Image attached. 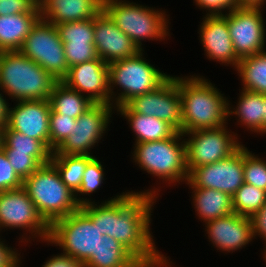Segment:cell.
<instances>
[{"instance_id": "obj_26", "label": "cell", "mask_w": 266, "mask_h": 267, "mask_svg": "<svg viewBox=\"0 0 266 267\" xmlns=\"http://www.w3.org/2000/svg\"><path fill=\"white\" fill-rule=\"evenodd\" d=\"M193 205L203 223L233 213L232 197L211 188H191Z\"/></svg>"}, {"instance_id": "obj_9", "label": "cell", "mask_w": 266, "mask_h": 267, "mask_svg": "<svg viewBox=\"0 0 266 267\" xmlns=\"http://www.w3.org/2000/svg\"><path fill=\"white\" fill-rule=\"evenodd\" d=\"M61 81L68 73L64 44L56 25L39 19L19 50Z\"/></svg>"}, {"instance_id": "obj_42", "label": "cell", "mask_w": 266, "mask_h": 267, "mask_svg": "<svg viewBox=\"0 0 266 267\" xmlns=\"http://www.w3.org/2000/svg\"><path fill=\"white\" fill-rule=\"evenodd\" d=\"M42 267H85L82 261L72 258L65 254H57L44 262Z\"/></svg>"}, {"instance_id": "obj_22", "label": "cell", "mask_w": 266, "mask_h": 267, "mask_svg": "<svg viewBox=\"0 0 266 267\" xmlns=\"http://www.w3.org/2000/svg\"><path fill=\"white\" fill-rule=\"evenodd\" d=\"M40 17L54 25L94 18L102 0H38Z\"/></svg>"}, {"instance_id": "obj_5", "label": "cell", "mask_w": 266, "mask_h": 267, "mask_svg": "<svg viewBox=\"0 0 266 267\" xmlns=\"http://www.w3.org/2000/svg\"><path fill=\"white\" fill-rule=\"evenodd\" d=\"M183 138V133L176 132L167 139L134 144L133 160L141 170L159 180L162 179L163 183L165 181L170 185H176L186 182L189 171Z\"/></svg>"}, {"instance_id": "obj_33", "label": "cell", "mask_w": 266, "mask_h": 267, "mask_svg": "<svg viewBox=\"0 0 266 267\" xmlns=\"http://www.w3.org/2000/svg\"><path fill=\"white\" fill-rule=\"evenodd\" d=\"M104 168L102 163L100 162V160L97 159V157H94L86 166V169L84 171V175L82 178V182L80 185V189L78 190V192L75 194V198L76 201L78 202V204L80 206L95 202L92 201L91 198L89 200V198H81L78 196H85V194H87L89 196V194L91 195V193L96 192V190H98L103 181H104ZM80 193V194H79ZM79 194V195H78Z\"/></svg>"}, {"instance_id": "obj_17", "label": "cell", "mask_w": 266, "mask_h": 267, "mask_svg": "<svg viewBox=\"0 0 266 267\" xmlns=\"http://www.w3.org/2000/svg\"><path fill=\"white\" fill-rule=\"evenodd\" d=\"M61 81L94 103L111 105L108 64L101 58L69 67Z\"/></svg>"}, {"instance_id": "obj_41", "label": "cell", "mask_w": 266, "mask_h": 267, "mask_svg": "<svg viewBox=\"0 0 266 267\" xmlns=\"http://www.w3.org/2000/svg\"><path fill=\"white\" fill-rule=\"evenodd\" d=\"M0 239V267H20L21 258L19 257L21 253L18 254V250L8 247L5 241Z\"/></svg>"}, {"instance_id": "obj_19", "label": "cell", "mask_w": 266, "mask_h": 267, "mask_svg": "<svg viewBox=\"0 0 266 267\" xmlns=\"http://www.w3.org/2000/svg\"><path fill=\"white\" fill-rule=\"evenodd\" d=\"M209 242L222 252L230 253L245 247L253 240L250 217L237 213L205 222Z\"/></svg>"}, {"instance_id": "obj_1", "label": "cell", "mask_w": 266, "mask_h": 267, "mask_svg": "<svg viewBox=\"0 0 266 267\" xmlns=\"http://www.w3.org/2000/svg\"><path fill=\"white\" fill-rule=\"evenodd\" d=\"M156 189L125 191L100 205L92 202L80 209L101 234L115 238L145 266L159 253L150 231L152 207L160 192Z\"/></svg>"}, {"instance_id": "obj_2", "label": "cell", "mask_w": 266, "mask_h": 267, "mask_svg": "<svg viewBox=\"0 0 266 267\" xmlns=\"http://www.w3.org/2000/svg\"><path fill=\"white\" fill-rule=\"evenodd\" d=\"M190 76L178 77L182 102L181 133L227 125L228 98L210 80L202 76Z\"/></svg>"}, {"instance_id": "obj_24", "label": "cell", "mask_w": 266, "mask_h": 267, "mask_svg": "<svg viewBox=\"0 0 266 267\" xmlns=\"http://www.w3.org/2000/svg\"><path fill=\"white\" fill-rule=\"evenodd\" d=\"M40 18V13L1 15L0 52L19 51L26 36Z\"/></svg>"}, {"instance_id": "obj_21", "label": "cell", "mask_w": 266, "mask_h": 267, "mask_svg": "<svg viewBox=\"0 0 266 267\" xmlns=\"http://www.w3.org/2000/svg\"><path fill=\"white\" fill-rule=\"evenodd\" d=\"M68 67L99 58L94 44L93 18L56 25Z\"/></svg>"}, {"instance_id": "obj_45", "label": "cell", "mask_w": 266, "mask_h": 267, "mask_svg": "<svg viewBox=\"0 0 266 267\" xmlns=\"http://www.w3.org/2000/svg\"><path fill=\"white\" fill-rule=\"evenodd\" d=\"M240 7L263 8L266 0H238Z\"/></svg>"}, {"instance_id": "obj_6", "label": "cell", "mask_w": 266, "mask_h": 267, "mask_svg": "<svg viewBox=\"0 0 266 267\" xmlns=\"http://www.w3.org/2000/svg\"><path fill=\"white\" fill-rule=\"evenodd\" d=\"M102 9L117 27L142 51V41L164 40L170 36L169 15L148 6L126 0H102ZM167 16V17H166Z\"/></svg>"}, {"instance_id": "obj_29", "label": "cell", "mask_w": 266, "mask_h": 267, "mask_svg": "<svg viewBox=\"0 0 266 267\" xmlns=\"http://www.w3.org/2000/svg\"><path fill=\"white\" fill-rule=\"evenodd\" d=\"M5 153H21L35 157L42 165L51 161L52 151L40 140L28 137L5 126L2 130V146Z\"/></svg>"}, {"instance_id": "obj_10", "label": "cell", "mask_w": 266, "mask_h": 267, "mask_svg": "<svg viewBox=\"0 0 266 267\" xmlns=\"http://www.w3.org/2000/svg\"><path fill=\"white\" fill-rule=\"evenodd\" d=\"M226 127L228 126L223 125L215 129L196 130L183 134L184 137H188L185 138L188 171L227 158L242 145L236 137L238 134L229 131Z\"/></svg>"}, {"instance_id": "obj_14", "label": "cell", "mask_w": 266, "mask_h": 267, "mask_svg": "<svg viewBox=\"0 0 266 267\" xmlns=\"http://www.w3.org/2000/svg\"><path fill=\"white\" fill-rule=\"evenodd\" d=\"M185 183L189 188H211L232 197L244 183L243 144L227 158L192 168Z\"/></svg>"}, {"instance_id": "obj_47", "label": "cell", "mask_w": 266, "mask_h": 267, "mask_svg": "<svg viewBox=\"0 0 266 267\" xmlns=\"http://www.w3.org/2000/svg\"><path fill=\"white\" fill-rule=\"evenodd\" d=\"M2 130H3V128L0 127V148L2 146Z\"/></svg>"}, {"instance_id": "obj_30", "label": "cell", "mask_w": 266, "mask_h": 267, "mask_svg": "<svg viewBox=\"0 0 266 267\" xmlns=\"http://www.w3.org/2000/svg\"><path fill=\"white\" fill-rule=\"evenodd\" d=\"M236 71L241 77L242 89L266 94V51L241 58Z\"/></svg>"}, {"instance_id": "obj_37", "label": "cell", "mask_w": 266, "mask_h": 267, "mask_svg": "<svg viewBox=\"0 0 266 267\" xmlns=\"http://www.w3.org/2000/svg\"><path fill=\"white\" fill-rule=\"evenodd\" d=\"M23 187V180L16 174L5 151L0 148V192Z\"/></svg>"}, {"instance_id": "obj_12", "label": "cell", "mask_w": 266, "mask_h": 267, "mask_svg": "<svg viewBox=\"0 0 266 267\" xmlns=\"http://www.w3.org/2000/svg\"><path fill=\"white\" fill-rule=\"evenodd\" d=\"M5 228L25 229L39 241L47 242L50 225L39 214L26 190L18 189L0 192V232Z\"/></svg>"}, {"instance_id": "obj_20", "label": "cell", "mask_w": 266, "mask_h": 267, "mask_svg": "<svg viewBox=\"0 0 266 267\" xmlns=\"http://www.w3.org/2000/svg\"><path fill=\"white\" fill-rule=\"evenodd\" d=\"M202 20L198 33L208 60L230 64L236 69L240 58L235 53L228 30L227 12L225 15H205Z\"/></svg>"}, {"instance_id": "obj_18", "label": "cell", "mask_w": 266, "mask_h": 267, "mask_svg": "<svg viewBox=\"0 0 266 267\" xmlns=\"http://www.w3.org/2000/svg\"><path fill=\"white\" fill-rule=\"evenodd\" d=\"M93 30L98 57L108 65L140 51L103 9L93 18Z\"/></svg>"}, {"instance_id": "obj_25", "label": "cell", "mask_w": 266, "mask_h": 267, "mask_svg": "<svg viewBox=\"0 0 266 267\" xmlns=\"http://www.w3.org/2000/svg\"><path fill=\"white\" fill-rule=\"evenodd\" d=\"M239 95L235 108L228 103V117L236 115L237 125L240 123L250 132L264 134V94L242 89Z\"/></svg>"}, {"instance_id": "obj_44", "label": "cell", "mask_w": 266, "mask_h": 267, "mask_svg": "<svg viewBox=\"0 0 266 267\" xmlns=\"http://www.w3.org/2000/svg\"><path fill=\"white\" fill-rule=\"evenodd\" d=\"M170 259H167L166 256L161 254L160 252L154 257L152 261L147 263L144 267H172L170 263Z\"/></svg>"}, {"instance_id": "obj_15", "label": "cell", "mask_w": 266, "mask_h": 267, "mask_svg": "<svg viewBox=\"0 0 266 267\" xmlns=\"http://www.w3.org/2000/svg\"><path fill=\"white\" fill-rule=\"evenodd\" d=\"M262 11L261 8L240 7L227 13L228 30L240 59L266 50Z\"/></svg>"}, {"instance_id": "obj_8", "label": "cell", "mask_w": 266, "mask_h": 267, "mask_svg": "<svg viewBox=\"0 0 266 267\" xmlns=\"http://www.w3.org/2000/svg\"><path fill=\"white\" fill-rule=\"evenodd\" d=\"M102 236L97 225L79 209L50 225L47 243L59 246L62 254L85 263L96 252Z\"/></svg>"}, {"instance_id": "obj_40", "label": "cell", "mask_w": 266, "mask_h": 267, "mask_svg": "<svg viewBox=\"0 0 266 267\" xmlns=\"http://www.w3.org/2000/svg\"><path fill=\"white\" fill-rule=\"evenodd\" d=\"M250 220L253 230V239L259 236L266 243V203L250 217ZM264 250H266V244Z\"/></svg>"}, {"instance_id": "obj_23", "label": "cell", "mask_w": 266, "mask_h": 267, "mask_svg": "<svg viewBox=\"0 0 266 267\" xmlns=\"http://www.w3.org/2000/svg\"><path fill=\"white\" fill-rule=\"evenodd\" d=\"M84 264L85 267H144L123 244L108 235L100 238L96 252Z\"/></svg>"}, {"instance_id": "obj_27", "label": "cell", "mask_w": 266, "mask_h": 267, "mask_svg": "<svg viewBox=\"0 0 266 267\" xmlns=\"http://www.w3.org/2000/svg\"><path fill=\"white\" fill-rule=\"evenodd\" d=\"M133 130L135 144L152 142L172 137L177 131L167 122L135 112H119Z\"/></svg>"}, {"instance_id": "obj_38", "label": "cell", "mask_w": 266, "mask_h": 267, "mask_svg": "<svg viewBox=\"0 0 266 267\" xmlns=\"http://www.w3.org/2000/svg\"><path fill=\"white\" fill-rule=\"evenodd\" d=\"M40 13L38 0H0V16Z\"/></svg>"}, {"instance_id": "obj_31", "label": "cell", "mask_w": 266, "mask_h": 267, "mask_svg": "<svg viewBox=\"0 0 266 267\" xmlns=\"http://www.w3.org/2000/svg\"><path fill=\"white\" fill-rule=\"evenodd\" d=\"M92 155H52L51 163L57 168L62 182L76 194L80 189L87 164Z\"/></svg>"}, {"instance_id": "obj_32", "label": "cell", "mask_w": 266, "mask_h": 267, "mask_svg": "<svg viewBox=\"0 0 266 267\" xmlns=\"http://www.w3.org/2000/svg\"><path fill=\"white\" fill-rule=\"evenodd\" d=\"M265 203L266 191L245 182L232 196L234 213L245 217H251Z\"/></svg>"}, {"instance_id": "obj_39", "label": "cell", "mask_w": 266, "mask_h": 267, "mask_svg": "<svg viewBox=\"0 0 266 267\" xmlns=\"http://www.w3.org/2000/svg\"><path fill=\"white\" fill-rule=\"evenodd\" d=\"M194 3L199 9H206L208 16L225 15L226 11L230 13L240 8L238 0H194Z\"/></svg>"}, {"instance_id": "obj_46", "label": "cell", "mask_w": 266, "mask_h": 267, "mask_svg": "<svg viewBox=\"0 0 266 267\" xmlns=\"http://www.w3.org/2000/svg\"><path fill=\"white\" fill-rule=\"evenodd\" d=\"M266 134V94L264 95V135Z\"/></svg>"}, {"instance_id": "obj_28", "label": "cell", "mask_w": 266, "mask_h": 267, "mask_svg": "<svg viewBox=\"0 0 266 267\" xmlns=\"http://www.w3.org/2000/svg\"><path fill=\"white\" fill-rule=\"evenodd\" d=\"M50 105L53 112L78 119L95 103L87 96L58 81L50 94Z\"/></svg>"}, {"instance_id": "obj_35", "label": "cell", "mask_w": 266, "mask_h": 267, "mask_svg": "<svg viewBox=\"0 0 266 267\" xmlns=\"http://www.w3.org/2000/svg\"><path fill=\"white\" fill-rule=\"evenodd\" d=\"M77 119L50 111V150L53 152L69 135Z\"/></svg>"}, {"instance_id": "obj_7", "label": "cell", "mask_w": 266, "mask_h": 267, "mask_svg": "<svg viewBox=\"0 0 266 267\" xmlns=\"http://www.w3.org/2000/svg\"><path fill=\"white\" fill-rule=\"evenodd\" d=\"M143 52L144 50L139 51L132 57L108 65L109 93L111 105L115 109L125 105L138 95L156 90L170 77L159 71V68L156 69L154 65L146 62ZM117 86H119V90H122L118 95L113 90Z\"/></svg>"}, {"instance_id": "obj_11", "label": "cell", "mask_w": 266, "mask_h": 267, "mask_svg": "<svg viewBox=\"0 0 266 267\" xmlns=\"http://www.w3.org/2000/svg\"><path fill=\"white\" fill-rule=\"evenodd\" d=\"M115 110L156 117L170 124L177 132H181L182 102L178 77L170 76L156 90L138 95Z\"/></svg>"}, {"instance_id": "obj_3", "label": "cell", "mask_w": 266, "mask_h": 267, "mask_svg": "<svg viewBox=\"0 0 266 267\" xmlns=\"http://www.w3.org/2000/svg\"><path fill=\"white\" fill-rule=\"evenodd\" d=\"M57 82L20 51L0 52V89L14 101L49 99Z\"/></svg>"}, {"instance_id": "obj_16", "label": "cell", "mask_w": 266, "mask_h": 267, "mask_svg": "<svg viewBox=\"0 0 266 267\" xmlns=\"http://www.w3.org/2000/svg\"><path fill=\"white\" fill-rule=\"evenodd\" d=\"M50 111L49 99L17 101L14 108H8L6 126L42 141L50 149Z\"/></svg>"}, {"instance_id": "obj_48", "label": "cell", "mask_w": 266, "mask_h": 267, "mask_svg": "<svg viewBox=\"0 0 266 267\" xmlns=\"http://www.w3.org/2000/svg\"><path fill=\"white\" fill-rule=\"evenodd\" d=\"M263 255H264V257H263L264 260H266V250H264V254H263ZM265 262H266V261H265Z\"/></svg>"}, {"instance_id": "obj_4", "label": "cell", "mask_w": 266, "mask_h": 267, "mask_svg": "<svg viewBox=\"0 0 266 267\" xmlns=\"http://www.w3.org/2000/svg\"><path fill=\"white\" fill-rule=\"evenodd\" d=\"M23 188L49 225L81 207L75 194L62 182L57 168L51 162L41 165L31 176L25 178Z\"/></svg>"}, {"instance_id": "obj_43", "label": "cell", "mask_w": 266, "mask_h": 267, "mask_svg": "<svg viewBox=\"0 0 266 267\" xmlns=\"http://www.w3.org/2000/svg\"><path fill=\"white\" fill-rule=\"evenodd\" d=\"M4 95L6 94H2L0 92V127L2 128H4L7 124L8 108L10 106L6 101L7 99L4 98Z\"/></svg>"}, {"instance_id": "obj_13", "label": "cell", "mask_w": 266, "mask_h": 267, "mask_svg": "<svg viewBox=\"0 0 266 267\" xmlns=\"http://www.w3.org/2000/svg\"><path fill=\"white\" fill-rule=\"evenodd\" d=\"M114 106L95 103L76 121L72 133L53 151L52 155H91L100 142L113 114ZM107 130V131H106ZM90 151V152H89Z\"/></svg>"}, {"instance_id": "obj_36", "label": "cell", "mask_w": 266, "mask_h": 267, "mask_svg": "<svg viewBox=\"0 0 266 267\" xmlns=\"http://www.w3.org/2000/svg\"><path fill=\"white\" fill-rule=\"evenodd\" d=\"M16 174L24 180L31 176L42 164L33 156L21 153H6Z\"/></svg>"}, {"instance_id": "obj_34", "label": "cell", "mask_w": 266, "mask_h": 267, "mask_svg": "<svg viewBox=\"0 0 266 267\" xmlns=\"http://www.w3.org/2000/svg\"><path fill=\"white\" fill-rule=\"evenodd\" d=\"M244 182L266 191V161L245 146Z\"/></svg>"}]
</instances>
